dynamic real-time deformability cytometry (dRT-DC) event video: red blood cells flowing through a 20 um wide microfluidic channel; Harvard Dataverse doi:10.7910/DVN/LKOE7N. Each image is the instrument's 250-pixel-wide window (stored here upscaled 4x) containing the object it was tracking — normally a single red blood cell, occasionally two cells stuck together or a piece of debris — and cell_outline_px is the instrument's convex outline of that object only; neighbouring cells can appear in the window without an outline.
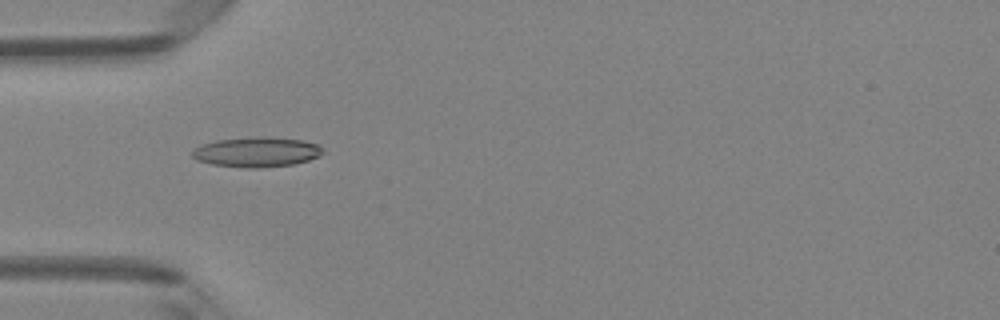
{"species": "Egyptian fruit bat (a non-hibernating species)", "species_latin": "Rousettus aegyptiacus", "temperature_condition": "room temperature", "stored_images_in_passage": 47, "camera_frame_rate_fps": 3000, "um_per_image_px": 0.085, "animal": {"sex": "female"}, "frame": {"image": 1, "passage_image": 14, "time_ms": 4.333, "image_size_px": [1000, 320], "cell_outline_px": [[324, 152], [320, 156], [308, 160], [292, 164], [256, 168], [248, 168], [212, 164], [196, 160], [192, 156], [192, 152], [200, 144], [216, 140], [256, 136], [260, 136], [304, 140], [320, 144]], "centroid_in_image_um": [21.83, 12.91], "position_along_channel_um": 63.2, "area_um2": 22.89}}
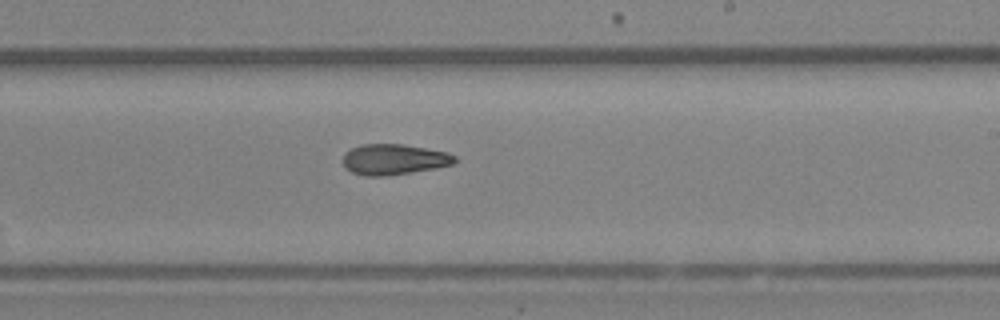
{"frame": {"image": 2, "passage_image": 28, "time_ms": 9.0, "image_size_px": [1000, 320], "cell_outline_px": [[456, 160], [452, 164], [436, 168], [384, 176], [364, 176], [352, 172], [344, 168], [344, 156], [352, 148], [360, 144], [404, 144], [448, 152], [456, 156]], "centroid_in_image_um": [33.49, 13.54], "position_along_channel_um": 255.5, "area_um2": 19.88}}
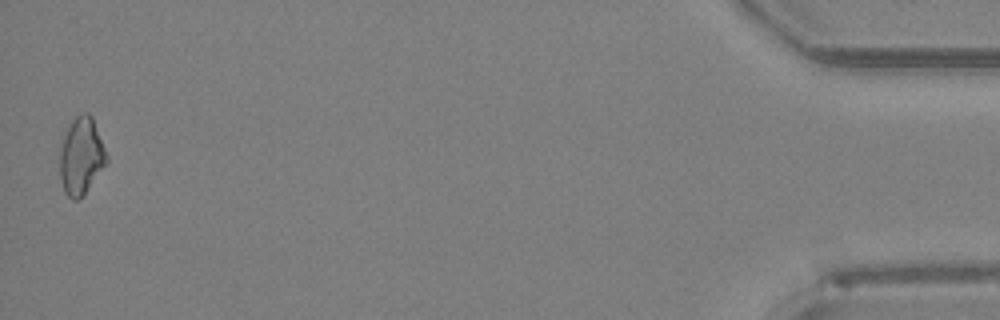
{"frame": {"image": 3, "passage_image": 47, "time_ms": 15.333, "image_size_px": [1000, 320], "cell_outline_px": [[108, 160], [84, 192], [76, 200], [72, 200], [64, 192], [60, 180], [60, 148], [64, 136], [72, 120], [80, 112], [88, 112], [92, 116], [108, 156]], "centroid_in_image_um": [6.89, 13.22], "position_along_channel_um": 428.3, "area_um2": 20.63}, "authors_computed_cell_mechanics": {"area_um2": 20.3456, "velocity_mm_per_s": 4.1558, "shape_relaxation_time_tau1_ms": null, "shape_relaxation_time_tau2_ms": 6.2052, "deformation_change_tau1": null, "deformation_change_tau2": 0.1557}}